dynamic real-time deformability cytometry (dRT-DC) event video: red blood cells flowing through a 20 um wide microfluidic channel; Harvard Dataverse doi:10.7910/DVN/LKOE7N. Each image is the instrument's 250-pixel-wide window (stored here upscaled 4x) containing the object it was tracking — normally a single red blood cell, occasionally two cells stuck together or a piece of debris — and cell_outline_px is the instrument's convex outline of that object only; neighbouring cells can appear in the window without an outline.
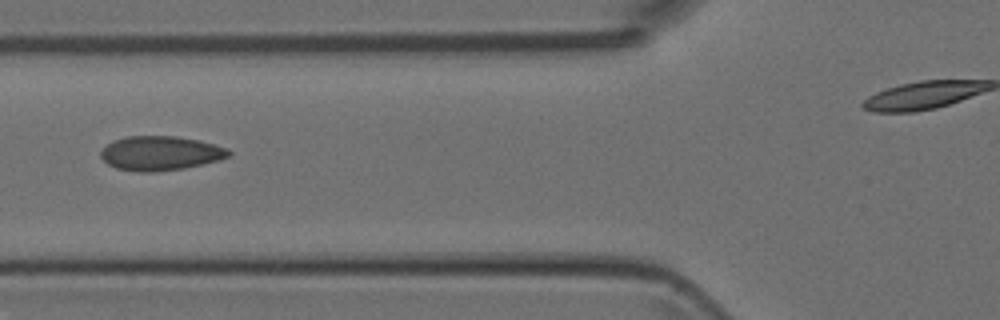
{"species": "Egyptian fruit bat (a non-hibernating species)", "species_latin": "Rousettus aegyptiacus", "temperature_condition": "room temperature", "stored_images_in_passage": 7, "segment_of_instrument_passage": [1, 2], "camera_frame_rate_fps": 3000, "um_per_image_px": 0.085, "animal": {"sex": "female"}, "frame": {"image": 1, "passage_image": 6, "time_ms": 5.667, "image_size_px": [1000, 320], "cell_outline_px": [[232, 152], [228, 156], [220, 160], [184, 168], [156, 172], [140, 172], [116, 168], [108, 164], [100, 156], [100, 152], [112, 140], [124, 136], [176, 136], [200, 140], [228, 148]], "centroid_in_image_um": [13.64, 13.02], "position_along_channel_um": 112.2, "area_um2": 25.72}}